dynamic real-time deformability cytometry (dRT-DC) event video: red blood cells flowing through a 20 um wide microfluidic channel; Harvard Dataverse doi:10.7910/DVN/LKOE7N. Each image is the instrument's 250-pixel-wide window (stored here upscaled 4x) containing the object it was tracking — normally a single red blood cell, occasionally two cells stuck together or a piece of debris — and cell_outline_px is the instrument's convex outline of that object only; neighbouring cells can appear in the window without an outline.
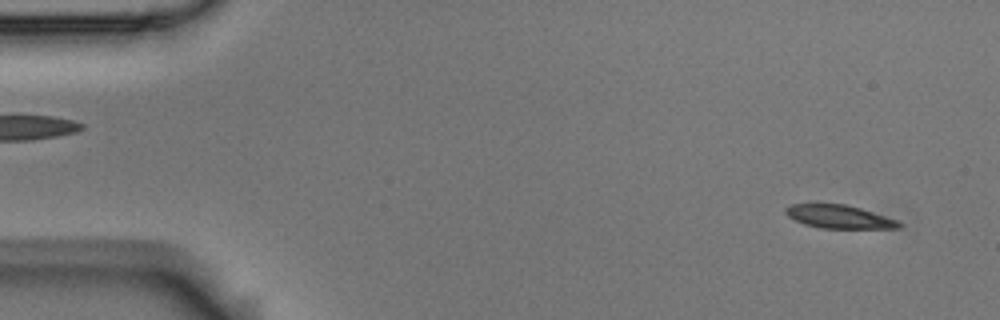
{"species": "Egyptian fruit bat (a non-hibernating species)", "species_latin": "Rousettus aegyptiacus", "temperature_condition": "room temperature", "stored_images_in_passage": 14, "camera_frame_rate_fps": 3000, "um_per_image_px": 0.085, "animal": {"sex": "male"}, "frame": {"image": 1, "passage_image": 3, "time_ms": 0.667, "image_size_px": [1000, 320], "cell_outline_px": [[904, 224], [900, 228], [820, 228], [804, 224], [788, 216], [784, 212], [784, 208], [792, 204], [816, 200], [844, 204], [860, 208], [900, 220]], "centroid_in_image_um": [71.28, 18.37], "position_along_channel_um": 13.7, "area_um2": 16.18}}